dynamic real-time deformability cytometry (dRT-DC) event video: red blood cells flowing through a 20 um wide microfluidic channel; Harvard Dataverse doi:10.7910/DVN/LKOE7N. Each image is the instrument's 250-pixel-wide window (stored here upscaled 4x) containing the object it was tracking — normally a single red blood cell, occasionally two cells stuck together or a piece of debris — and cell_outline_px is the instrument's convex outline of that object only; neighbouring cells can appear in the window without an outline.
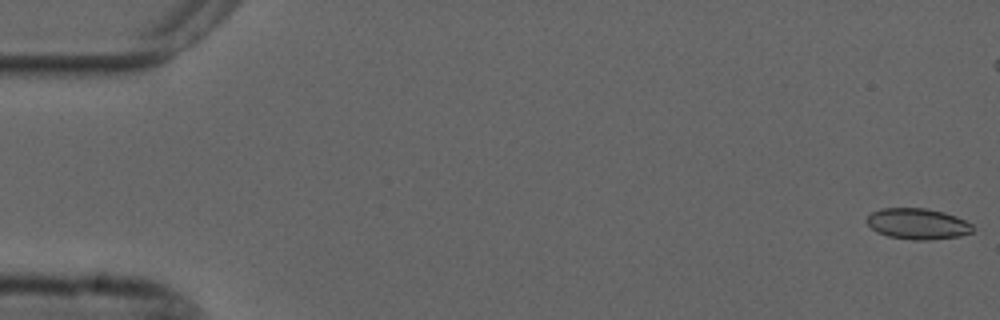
{"species": "common noctule bat (a hibernating species)", "species_latin": "Nyctalus noctula", "temperature_condition": "cold", "stored_images_in_passage": 48, "camera_frame_rate_fps": 3000, "um_per_image_px": 0.085, "animal": {"sex": "male", "forearm_length_mm": 52.5}, "frame": {"image": 1, "passage_image": 1, "time_ms": 0.0, "image_size_px": [1000, 320], "cell_outline_px": [[972, 232], [960, 236], [928, 240], [912, 240], [888, 236], [876, 232], [864, 220], [872, 212], [880, 208], [928, 208], [944, 212], [956, 216], [972, 224]], "centroid_in_image_um": [77.98, 19.02], "position_along_channel_um": 7.0, "area_um2": 19.19}}
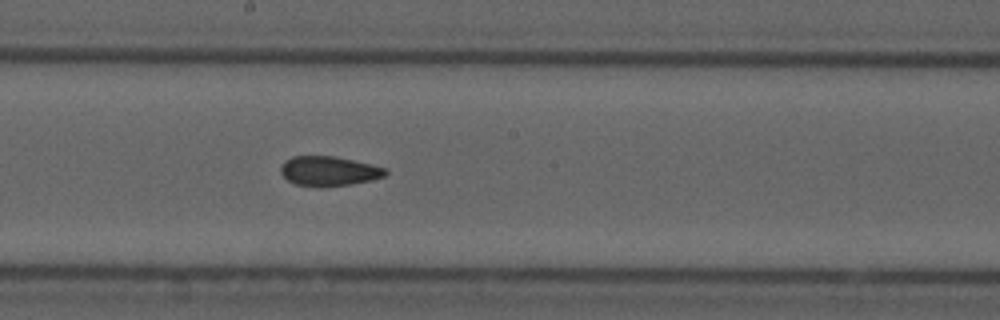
{"frame": {"image": 2, "passage_image": 30, "time_ms": 9.667, "image_size_px": [1000, 320], "cell_outline_px": [[388, 172], [384, 176], [372, 180], [352, 184], [324, 188], [316, 188], [296, 184], [288, 180], [280, 172], [280, 168], [284, 160], [292, 156], [336, 156], [372, 164], [388, 168]], "centroid_in_image_um": [27.96, 14.55], "position_along_channel_um": 220.2, "area_um2": 18.55}}
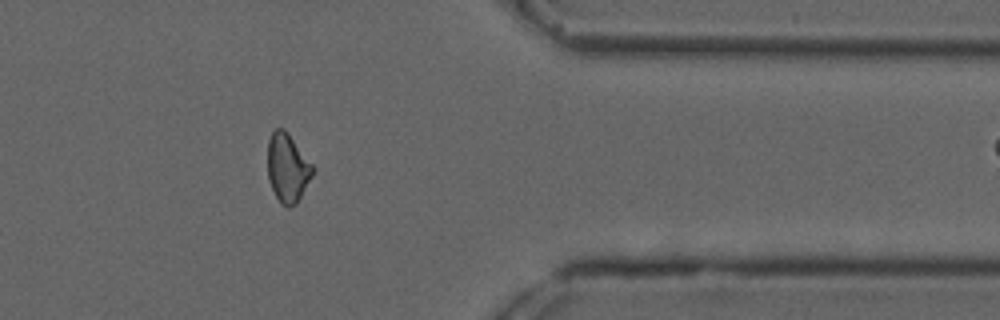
{"frame": {"image": 3, "passage_image": 45, "time_ms": 14.667, "image_size_px": [1000, 320], "cell_outline_px": [[312, 176], [296, 204], [288, 208], [276, 196], [272, 188], [268, 176], [268, 140], [272, 132], [276, 128], [284, 128], [288, 132], [312, 164]], "centroid_in_image_um": [24.43, 14.23], "position_along_channel_um": 387.0, "area_um2": 17.69}}